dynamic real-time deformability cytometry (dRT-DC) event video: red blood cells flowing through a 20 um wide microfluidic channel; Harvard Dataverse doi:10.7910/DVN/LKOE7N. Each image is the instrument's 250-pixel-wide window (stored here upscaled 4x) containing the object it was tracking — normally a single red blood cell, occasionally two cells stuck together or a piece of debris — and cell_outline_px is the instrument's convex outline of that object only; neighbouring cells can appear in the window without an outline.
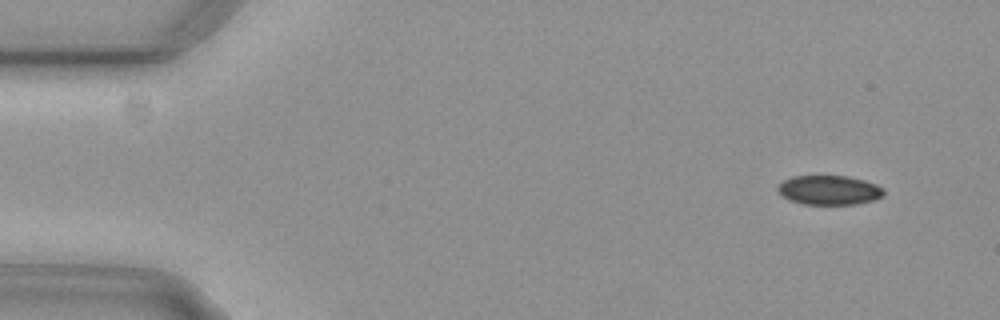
{"species": "common noctule bat (a hibernating species)", "species_latin": "Nyctalus noctula", "temperature_condition": "cold", "stored_images_in_passage": 4, "camera_frame_rate_fps": 3000, "um_per_image_px": 0.085, "animal": {"sex": "female", "body_mass_g": 29.2, "forearm_length_mm": 56.3}, "frame": {"image": 1, "passage_image": 2, "time_ms": 0.333, "image_size_px": [1000, 320], "cell_outline_px": [[884, 196], [876, 200], [856, 204], [804, 204], [788, 200], [776, 188], [784, 180], [792, 176], [848, 176], [864, 180], [876, 184], [884, 188]], "centroid_in_image_um": [70.52, 16.16], "position_along_channel_um": 14.5, "area_um2": 18.21}}